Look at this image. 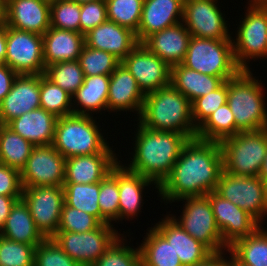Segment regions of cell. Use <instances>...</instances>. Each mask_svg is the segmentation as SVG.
Instances as JSON below:
<instances>
[{
  "label": "cell",
  "instance_id": "obj_1",
  "mask_svg": "<svg viewBox=\"0 0 267 266\" xmlns=\"http://www.w3.org/2000/svg\"><path fill=\"white\" fill-rule=\"evenodd\" d=\"M222 171L219 142L189 139L169 176L158 187L160 202L167 205L184 197L205 196L215 191Z\"/></svg>",
  "mask_w": 267,
  "mask_h": 266
},
{
  "label": "cell",
  "instance_id": "obj_2",
  "mask_svg": "<svg viewBox=\"0 0 267 266\" xmlns=\"http://www.w3.org/2000/svg\"><path fill=\"white\" fill-rule=\"evenodd\" d=\"M138 126V127H137ZM130 163L124 166L153 181L158 187L169 176L189 138L182 133L150 130L137 122Z\"/></svg>",
  "mask_w": 267,
  "mask_h": 266
},
{
  "label": "cell",
  "instance_id": "obj_3",
  "mask_svg": "<svg viewBox=\"0 0 267 266\" xmlns=\"http://www.w3.org/2000/svg\"><path fill=\"white\" fill-rule=\"evenodd\" d=\"M135 121L147 129L185 134L196 138L191 102L172 85L145 94L139 117Z\"/></svg>",
  "mask_w": 267,
  "mask_h": 266
},
{
  "label": "cell",
  "instance_id": "obj_4",
  "mask_svg": "<svg viewBox=\"0 0 267 266\" xmlns=\"http://www.w3.org/2000/svg\"><path fill=\"white\" fill-rule=\"evenodd\" d=\"M252 72L241 70L235 77L227 80V103L236 122V134L240 131L267 128L264 83Z\"/></svg>",
  "mask_w": 267,
  "mask_h": 266
},
{
  "label": "cell",
  "instance_id": "obj_5",
  "mask_svg": "<svg viewBox=\"0 0 267 266\" xmlns=\"http://www.w3.org/2000/svg\"><path fill=\"white\" fill-rule=\"evenodd\" d=\"M96 120L97 118L91 115L71 114L58 117L53 147L65 159L72 156L115 152Z\"/></svg>",
  "mask_w": 267,
  "mask_h": 266
},
{
  "label": "cell",
  "instance_id": "obj_6",
  "mask_svg": "<svg viewBox=\"0 0 267 266\" xmlns=\"http://www.w3.org/2000/svg\"><path fill=\"white\" fill-rule=\"evenodd\" d=\"M219 143L223 171L235 176H260L267 155V128L240 131Z\"/></svg>",
  "mask_w": 267,
  "mask_h": 266
},
{
  "label": "cell",
  "instance_id": "obj_7",
  "mask_svg": "<svg viewBox=\"0 0 267 266\" xmlns=\"http://www.w3.org/2000/svg\"><path fill=\"white\" fill-rule=\"evenodd\" d=\"M182 65L202 74L221 77L224 81L241 71L234 59L232 40L193 36L189 40Z\"/></svg>",
  "mask_w": 267,
  "mask_h": 266
},
{
  "label": "cell",
  "instance_id": "obj_8",
  "mask_svg": "<svg viewBox=\"0 0 267 266\" xmlns=\"http://www.w3.org/2000/svg\"><path fill=\"white\" fill-rule=\"evenodd\" d=\"M247 4L232 37L234 59L241 70H252L251 60L267 59V7Z\"/></svg>",
  "mask_w": 267,
  "mask_h": 266
},
{
  "label": "cell",
  "instance_id": "obj_9",
  "mask_svg": "<svg viewBox=\"0 0 267 266\" xmlns=\"http://www.w3.org/2000/svg\"><path fill=\"white\" fill-rule=\"evenodd\" d=\"M180 217L169 214L189 235L204 244L212 253L228 249L217 226L209 198L205 196L184 197Z\"/></svg>",
  "mask_w": 267,
  "mask_h": 266
},
{
  "label": "cell",
  "instance_id": "obj_10",
  "mask_svg": "<svg viewBox=\"0 0 267 266\" xmlns=\"http://www.w3.org/2000/svg\"><path fill=\"white\" fill-rule=\"evenodd\" d=\"M113 224L89 232H57L52 239L80 266H92L121 235Z\"/></svg>",
  "mask_w": 267,
  "mask_h": 266
},
{
  "label": "cell",
  "instance_id": "obj_11",
  "mask_svg": "<svg viewBox=\"0 0 267 266\" xmlns=\"http://www.w3.org/2000/svg\"><path fill=\"white\" fill-rule=\"evenodd\" d=\"M215 192L263 225L267 217V190L260 176H235L222 171Z\"/></svg>",
  "mask_w": 267,
  "mask_h": 266
},
{
  "label": "cell",
  "instance_id": "obj_12",
  "mask_svg": "<svg viewBox=\"0 0 267 266\" xmlns=\"http://www.w3.org/2000/svg\"><path fill=\"white\" fill-rule=\"evenodd\" d=\"M4 63L18 75H43L46 67L42 35L6 26Z\"/></svg>",
  "mask_w": 267,
  "mask_h": 266
},
{
  "label": "cell",
  "instance_id": "obj_13",
  "mask_svg": "<svg viewBox=\"0 0 267 266\" xmlns=\"http://www.w3.org/2000/svg\"><path fill=\"white\" fill-rule=\"evenodd\" d=\"M21 199L28 206L36 228L45 238L58 230L64 204L63 186H33L23 188Z\"/></svg>",
  "mask_w": 267,
  "mask_h": 266
},
{
  "label": "cell",
  "instance_id": "obj_14",
  "mask_svg": "<svg viewBox=\"0 0 267 266\" xmlns=\"http://www.w3.org/2000/svg\"><path fill=\"white\" fill-rule=\"evenodd\" d=\"M218 0H184L183 24L193 37L232 40ZM220 7V8H219ZM231 32V33H230Z\"/></svg>",
  "mask_w": 267,
  "mask_h": 266
},
{
  "label": "cell",
  "instance_id": "obj_15",
  "mask_svg": "<svg viewBox=\"0 0 267 266\" xmlns=\"http://www.w3.org/2000/svg\"><path fill=\"white\" fill-rule=\"evenodd\" d=\"M65 161L53 145L34 146L26 165L20 171L23 188L63 186Z\"/></svg>",
  "mask_w": 267,
  "mask_h": 266
},
{
  "label": "cell",
  "instance_id": "obj_16",
  "mask_svg": "<svg viewBox=\"0 0 267 266\" xmlns=\"http://www.w3.org/2000/svg\"><path fill=\"white\" fill-rule=\"evenodd\" d=\"M121 63L136 79L144 94L171 85V67L142 43H138Z\"/></svg>",
  "mask_w": 267,
  "mask_h": 266
},
{
  "label": "cell",
  "instance_id": "obj_17",
  "mask_svg": "<svg viewBox=\"0 0 267 266\" xmlns=\"http://www.w3.org/2000/svg\"><path fill=\"white\" fill-rule=\"evenodd\" d=\"M206 196L211 203L222 240L228 247L239 238L252 234L261 226L245 210L222 198L215 191Z\"/></svg>",
  "mask_w": 267,
  "mask_h": 266
},
{
  "label": "cell",
  "instance_id": "obj_18",
  "mask_svg": "<svg viewBox=\"0 0 267 266\" xmlns=\"http://www.w3.org/2000/svg\"><path fill=\"white\" fill-rule=\"evenodd\" d=\"M40 108V75H17L0 105V124L7 125L26 112Z\"/></svg>",
  "mask_w": 267,
  "mask_h": 266
},
{
  "label": "cell",
  "instance_id": "obj_19",
  "mask_svg": "<svg viewBox=\"0 0 267 266\" xmlns=\"http://www.w3.org/2000/svg\"><path fill=\"white\" fill-rule=\"evenodd\" d=\"M6 26L43 35L50 28V2L45 0H6Z\"/></svg>",
  "mask_w": 267,
  "mask_h": 266
},
{
  "label": "cell",
  "instance_id": "obj_20",
  "mask_svg": "<svg viewBox=\"0 0 267 266\" xmlns=\"http://www.w3.org/2000/svg\"><path fill=\"white\" fill-rule=\"evenodd\" d=\"M145 94L136 79L120 63L110 75L107 97V112H135L139 117Z\"/></svg>",
  "mask_w": 267,
  "mask_h": 266
},
{
  "label": "cell",
  "instance_id": "obj_21",
  "mask_svg": "<svg viewBox=\"0 0 267 266\" xmlns=\"http://www.w3.org/2000/svg\"><path fill=\"white\" fill-rule=\"evenodd\" d=\"M190 38L188 29L183 22H180L151 34L141 43L149 52L154 53L172 67L182 64Z\"/></svg>",
  "mask_w": 267,
  "mask_h": 266
},
{
  "label": "cell",
  "instance_id": "obj_22",
  "mask_svg": "<svg viewBox=\"0 0 267 266\" xmlns=\"http://www.w3.org/2000/svg\"><path fill=\"white\" fill-rule=\"evenodd\" d=\"M136 33L107 20L85 34V45L112 53L120 62L138 45Z\"/></svg>",
  "mask_w": 267,
  "mask_h": 266
},
{
  "label": "cell",
  "instance_id": "obj_23",
  "mask_svg": "<svg viewBox=\"0 0 267 266\" xmlns=\"http://www.w3.org/2000/svg\"><path fill=\"white\" fill-rule=\"evenodd\" d=\"M115 152L72 156L65 161L64 183L91 184L100 182L120 161Z\"/></svg>",
  "mask_w": 267,
  "mask_h": 266
},
{
  "label": "cell",
  "instance_id": "obj_24",
  "mask_svg": "<svg viewBox=\"0 0 267 266\" xmlns=\"http://www.w3.org/2000/svg\"><path fill=\"white\" fill-rule=\"evenodd\" d=\"M184 0H144L141 21L136 33L141 43L151 34L183 20Z\"/></svg>",
  "mask_w": 267,
  "mask_h": 266
},
{
  "label": "cell",
  "instance_id": "obj_25",
  "mask_svg": "<svg viewBox=\"0 0 267 266\" xmlns=\"http://www.w3.org/2000/svg\"><path fill=\"white\" fill-rule=\"evenodd\" d=\"M173 247L183 266L204 261L212 252L189 235L169 214L153 226Z\"/></svg>",
  "mask_w": 267,
  "mask_h": 266
},
{
  "label": "cell",
  "instance_id": "obj_26",
  "mask_svg": "<svg viewBox=\"0 0 267 266\" xmlns=\"http://www.w3.org/2000/svg\"><path fill=\"white\" fill-rule=\"evenodd\" d=\"M123 163L122 161L118 162L119 222L124 219L133 220L142 212L143 193L146 187L149 188L153 184L158 193V186L153 181L130 171Z\"/></svg>",
  "mask_w": 267,
  "mask_h": 266
},
{
  "label": "cell",
  "instance_id": "obj_27",
  "mask_svg": "<svg viewBox=\"0 0 267 266\" xmlns=\"http://www.w3.org/2000/svg\"><path fill=\"white\" fill-rule=\"evenodd\" d=\"M45 67L65 61H77L85 45V35L80 32L50 27L43 35Z\"/></svg>",
  "mask_w": 267,
  "mask_h": 266
},
{
  "label": "cell",
  "instance_id": "obj_28",
  "mask_svg": "<svg viewBox=\"0 0 267 266\" xmlns=\"http://www.w3.org/2000/svg\"><path fill=\"white\" fill-rule=\"evenodd\" d=\"M58 117L43 108L26 112L7 126L34 146L52 145Z\"/></svg>",
  "mask_w": 267,
  "mask_h": 266
},
{
  "label": "cell",
  "instance_id": "obj_29",
  "mask_svg": "<svg viewBox=\"0 0 267 266\" xmlns=\"http://www.w3.org/2000/svg\"><path fill=\"white\" fill-rule=\"evenodd\" d=\"M109 82L110 75L85 76L72 96L73 114L94 116V113L106 112Z\"/></svg>",
  "mask_w": 267,
  "mask_h": 266
},
{
  "label": "cell",
  "instance_id": "obj_30",
  "mask_svg": "<svg viewBox=\"0 0 267 266\" xmlns=\"http://www.w3.org/2000/svg\"><path fill=\"white\" fill-rule=\"evenodd\" d=\"M0 235L9 240L35 247L45 239L36 228L28 206L22 199L12 207Z\"/></svg>",
  "mask_w": 267,
  "mask_h": 266
},
{
  "label": "cell",
  "instance_id": "obj_31",
  "mask_svg": "<svg viewBox=\"0 0 267 266\" xmlns=\"http://www.w3.org/2000/svg\"><path fill=\"white\" fill-rule=\"evenodd\" d=\"M224 82L221 77L202 74L182 64L171 67V85L190 102L216 90Z\"/></svg>",
  "mask_w": 267,
  "mask_h": 266
},
{
  "label": "cell",
  "instance_id": "obj_32",
  "mask_svg": "<svg viewBox=\"0 0 267 266\" xmlns=\"http://www.w3.org/2000/svg\"><path fill=\"white\" fill-rule=\"evenodd\" d=\"M226 252L240 264L267 266V228L259 226L252 234L234 241Z\"/></svg>",
  "mask_w": 267,
  "mask_h": 266
},
{
  "label": "cell",
  "instance_id": "obj_33",
  "mask_svg": "<svg viewBox=\"0 0 267 266\" xmlns=\"http://www.w3.org/2000/svg\"><path fill=\"white\" fill-rule=\"evenodd\" d=\"M144 241L137 244L141 266H183L170 243L154 228H147Z\"/></svg>",
  "mask_w": 267,
  "mask_h": 266
},
{
  "label": "cell",
  "instance_id": "obj_34",
  "mask_svg": "<svg viewBox=\"0 0 267 266\" xmlns=\"http://www.w3.org/2000/svg\"><path fill=\"white\" fill-rule=\"evenodd\" d=\"M34 145L7 125L0 124V163L19 172L26 165Z\"/></svg>",
  "mask_w": 267,
  "mask_h": 266
},
{
  "label": "cell",
  "instance_id": "obj_35",
  "mask_svg": "<svg viewBox=\"0 0 267 266\" xmlns=\"http://www.w3.org/2000/svg\"><path fill=\"white\" fill-rule=\"evenodd\" d=\"M234 135H236V122L228 103H225L197 129L196 138L220 142Z\"/></svg>",
  "mask_w": 267,
  "mask_h": 266
},
{
  "label": "cell",
  "instance_id": "obj_36",
  "mask_svg": "<svg viewBox=\"0 0 267 266\" xmlns=\"http://www.w3.org/2000/svg\"><path fill=\"white\" fill-rule=\"evenodd\" d=\"M64 203L95 216L101 222L98 204L100 182L91 184L64 183Z\"/></svg>",
  "mask_w": 267,
  "mask_h": 266
},
{
  "label": "cell",
  "instance_id": "obj_37",
  "mask_svg": "<svg viewBox=\"0 0 267 266\" xmlns=\"http://www.w3.org/2000/svg\"><path fill=\"white\" fill-rule=\"evenodd\" d=\"M98 204L102 224L119 223L118 163L100 181Z\"/></svg>",
  "mask_w": 267,
  "mask_h": 266
},
{
  "label": "cell",
  "instance_id": "obj_38",
  "mask_svg": "<svg viewBox=\"0 0 267 266\" xmlns=\"http://www.w3.org/2000/svg\"><path fill=\"white\" fill-rule=\"evenodd\" d=\"M40 108L57 117L73 114L72 96L44 74L40 75Z\"/></svg>",
  "mask_w": 267,
  "mask_h": 266
},
{
  "label": "cell",
  "instance_id": "obj_39",
  "mask_svg": "<svg viewBox=\"0 0 267 266\" xmlns=\"http://www.w3.org/2000/svg\"><path fill=\"white\" fill-rule=\"evenodd\" d=\"M44 75L73 96L84 82L79 61L57 62L46 67Z\"/></svg>",
  "mask_w": 267,
  "mask_h": 266
},
{
  "label": "cell",
  "instance_id": "obj_40",
  "mask_svg": "<svg viewBox=\"0 0 267 266\" xmlns=\"http://www.w3.org/2000/svg\"><path fill=\"white\" fill-rule=\"evenodd\" d=\"M107 19L138 32L144 0H105Z\"/></svg>",
  "mask_w": 267,
  "mask_h": 266
},
{
  "label": "cell",
  "instance_id": "obj_41",
  "mask_svg": "<svg viewBox=\"0 0 267 266\" xmlns=\"http://www.w3.org/2000/svg\"><path fill=\"white\" fill-rule=\"evenodd\" d=\"M125 235L121 234L92 266H141L139 247H130V241L127 245Z\"/></svg>",
  "mask_w": 267,
  "mask_h": 266
},
{
  "label": "cell",
  "instance_id": "obj_42",
  "mask_svg": "<svg viewBox=\"0 0 267 266\" xmlns=\"http://www.w3.org/2000/svg\"><path fill=\"white\" fill-rule=\"evenodd\" d=\"M85 76L111 75L121 63L112 53L83 46L78 59Z\"/></svg>",
  "mask_w": 267,
  "mask_h": 266
},
{
  "label": "cell",
  "instance_id": "obj_43",
  "mask_svg": "<svg viewBox=\"0 0 267 266\" xmlns=\"http://www.w3.org/2000/svg\"><path fill=\"white\" fill-rule=\"evenodd\" d=\"M81 3L55 0L50 3V27L80 32Z\"/></svg>",
  "mask_w": 267,
  "mask_h": 266
},
{
  "label": "cell",
  "instance_id": "obj_44",
  "mask_svg": "<svg viewBox=\"0 0 267 266\" xmlns=\"http://www.w3.org/2000/svg\"><path fill=\"white\" fill-rule=\"evenodd\" d=\"M225 103H227V81L216 90L193 100L191 107L195 127L198 129L214 111Z\"/></svg>",
  "mask_w": 267,
  "mask_h": 266
},
{
  "label": "cell",
  "instance_id": "obj_45",
  "mask_svg": "<svg viewBox=\"0 0 267 266\" xmlns=\"http://www.w3.org/2000/svg\"><path fill=\"white\" fill-rule=\"evenodd\" d=\"M35 246L0 235V266H34Z\"/></svg>",
  "mask_w": 267,
  "mask_h": 266
},
{
  "label": "cell",
  "instance_id": "obj_46",
  "mask_svg": "<svg viewBox=\"0 0 267 266\" xmlns=\"http://www.w3.org/2000/svg\"><path fill=\"white\" fill-rule=\"evenodd\" d=\"M101 224L95 216L64 203L57 232H89L98 228Z\"/></svg>",
  "mask_w": 267,
  "mask_h": 266
},
{
  "label": "cell",
  "instance_id": "obj_47",
  "mask_svg": "<svg viewBox=\"0 0 267 266\" xmlns=\"http://www.w3.org/2000/svg\"><path fill=\"white\" fill-rule=\"evenodd\" d=\"M34 266H80L52 238H45L34 252Z\"/></svg>",
  "mask_w": 267,
  "mask_h": 266
},
{
  "label": "cell",
  "instance_id": "obj_48",
  "mask_svg": "<svg viewBox=\"0 0 267 266\" xmlns=\"http://www.w3.org/2000/svg\"><path fill=\"white\" fill-rule=\"evenodd\" d=\"M107 20V6L105 0L81 3L80 33L85 35Z\"/></svg>",
  "mask_w": 267,
  "mask_h": 266
},
{
  "label": "cell",
  "instance_id": "obj_49",
  "mask_svg": "<svg viewBox=\"0 0 267 266\" xmlns=\"http://www.w3.org/2000/svg\"><path fill=\"white\" fill-rule=\"evenodd\" d=\"M23 185L20 172L0 163V195L21 199Z\"/></svg>",
  "mask_w": 267,
  "mask_h": 266
},
{
  "label": "cell",
  "instance_id": "obj_50",
  "mask_svg": "<svg viewBox=\"0 0 267 266\" xmlns=\"http://www.w3.org/2000/svg\"><path fill=\"white\" fill-rule=\"evenodd\" d=\"M17 75L18 74L5 63H0V105L3 98L11 90L12 84Z\"/></svg>",
  "mask_w": 267,
  "mask_h": 266
},
{
  "label": "cell",
  "instance_id": "obj_51",
  "mask_svg": "<svg viewBox=\"0 0 267 266\" xmlns=\"http://www.w3.org/2000/svg\"><path fill=\"white\" fill-rule=\"evenodd\" d=\"M225 251L212 253L204 261L191 266H231V254L225 256L228 255Z\"/></svg>",
  "mask_w": 267,
  "mask_h": 266
},
{
  "label": "cell",
  "instance_id": "obj_52",
  "mask_svg": "<svg viewBox=\"0 0 267 266\" xmlns=\"http://www.w3.org/2000/svg\"><path fill=\"white\" fill-rule=\"evenodd\" d=\"M18 200L20 199L0 195V231L2 230L4 223L10 214L12 207Z\"/></svg>",
  "mask_w": 267,
  "mask_h": 266
},
{
  "label": "cell",
  "instance_id": "obj_53",
  "mask_svg": "<svg viewBox=\"0 0 267 266\" xmlns=\"http://www.w3.org/2000/svg\"><path fill=\"white\" fill-rule=\"evenodd\" d=\"M6 56V24H0V63H4Z\"/></svg>",
  "mask_w": 267,
  "mask_h": 266
},
{
  "label": "cell",
  "instance_id": "obj_54",
  "mask_svg": "<svg viewBox=\"0 0 267 266\" xmlns=\"http://www.w3.org/2000/svg\"><path fill=\"white\" fill-rule=\"evenodd\" d=\"M260 179L265 185V188L267 190V155L265 157L264 164L261 170Z\"/></svg>",
  "mask_w": 267,
  "mask_h": 266
},
{
  "label": "cell",
  "instance_id": "obj_55",
  "mask_svg": "<svg viewBox=\"0 0 267 266\" xmlns=\"http://www.w3.org/2000/svg\"><path fill=\"white\" fill-rule=\"evenodd\" d=\"M5 20V1L0 0V24L4 23Z\"/></svg>",
  "mask_w": 267,
  "mask_h": 266
},
{
  "label": "cell",
  "instance_id": "obj_56",
  "mask_svg": "<svg viewBox=\"0 0 267 266\" xmlns=\"http://www.w3.org/2000/svg\"><path fill=\"white\" fill-rule=\"evenodd\" d=\"M247 3L260 7H267V0H249Z\"/></svg>",
  "mask_w": 267,
  "mask_h": 266
},
{
  "label": "cell",
  "instance_id": "obj_57",
  "mask_svg": "<svg viewBox=\"0 0 267 266\" xmlns=\"http://www.w3.org/2000/svg\"><path fill=\"white\" fill-rule=\"evenodd\" d=\"M231 266H247V265H243L238 263L232 256H231Z\"/></svg>",
  "mask_w": 267,
  "mask_h": 266
},
{
  "label": "cell",
  "instance_id": "obj_58",
  "mask_svg": "<svg viewBox=\"0 0 267 266\" xmlns=\"http://www.w3.org/2000/svg\"><path fill=\"white\" fill-rule=\"evenodd\" d=\"M72 1L77 2V3H85V2L94 1V0H72Z\"/></svg>",
  "mask_w": 267,
  "mask_h": 266
},
{
  "label": "cell",
  "instance_id": "obj_59",
  "mask_svg": "<svg viewBox=\"0 0 267 266\" xmlns=\"http://www.w3.org/2000/svg\"><path fill=\"white\" fill-rule=\"evenodd\" d=\"M45 1H48V2H50V3H51V2H53V1H55V0H45Z\"/></svg>",
  "mask_w": 267,
  "mask_h": 266
}]
</instances>
